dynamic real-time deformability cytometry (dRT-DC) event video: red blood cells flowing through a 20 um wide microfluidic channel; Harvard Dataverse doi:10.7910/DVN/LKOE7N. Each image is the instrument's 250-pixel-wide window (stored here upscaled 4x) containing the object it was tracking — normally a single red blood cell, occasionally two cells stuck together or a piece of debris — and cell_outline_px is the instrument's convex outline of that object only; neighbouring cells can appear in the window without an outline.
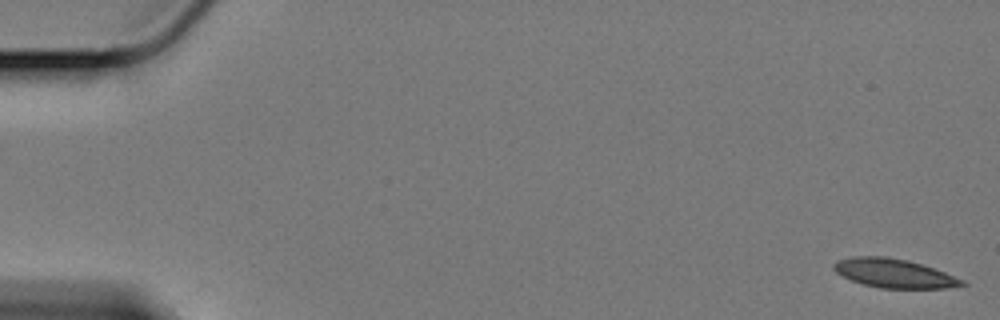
{"species": "Egyptian fruit bat (a non-hibernating species)", "species_latin": "Rousettus aegyptiacus", "temperature_condition": "cold", "stored_images_in_passage": 14, "camera_frame_rate_fps": 3000, "um_per_image_px": 0.085, "animal": {"sex": "female"}, "frame": {"image": 1, "passage_image": 1, "time_ms": 0.0, "image_size_px": [1000, 320], "cell_outline_px": [[968, 284], [948, 288], [880, 288], [864, 284], [852, 280], [836, 272], [832, 268], [832, 264], [836, 260], [852, 256], [884, 256], [908, 260], [944, 272], [964, 280]], "centroid_in_image_um": [75.97, 23.22], "position_along_channel_um": 9.0, "area_um2": 21.5}}